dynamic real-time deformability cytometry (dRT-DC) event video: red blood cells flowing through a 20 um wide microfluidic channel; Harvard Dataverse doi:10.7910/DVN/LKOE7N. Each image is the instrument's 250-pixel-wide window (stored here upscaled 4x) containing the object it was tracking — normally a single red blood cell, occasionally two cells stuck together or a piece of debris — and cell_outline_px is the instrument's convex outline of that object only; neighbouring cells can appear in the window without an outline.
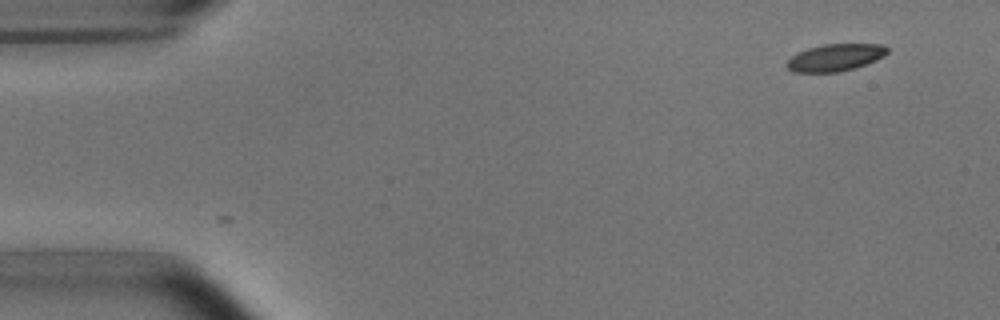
{"species": "common noctule bat (a hibernating species)", "species_latin": "Nyctalus noctula", "temperature_condition": "room temperature", "stored_images_in_passage": 2, "camera_frame_rate_fps": 3000, "um_per_image_px": 0.085, "animal": {"sex": "male", "body_mass_g": 15.6}, "frame": {"image": 1, "passage_image": 2, "time_ms": 1.0, "image_size_px": [1000, 320], "cell_outline_px": [[888, 52], [884, 56], [876, 60], [852, 68], [836, 72], [792, 72], [784, 64], [796, 52], [808, 48], [824, 44], [884, 44], [888, 48]], "centroid_in_image_um": [70.97, 4.88], "position_along_channel_um": 14.0, "area_um2": 15.84}}